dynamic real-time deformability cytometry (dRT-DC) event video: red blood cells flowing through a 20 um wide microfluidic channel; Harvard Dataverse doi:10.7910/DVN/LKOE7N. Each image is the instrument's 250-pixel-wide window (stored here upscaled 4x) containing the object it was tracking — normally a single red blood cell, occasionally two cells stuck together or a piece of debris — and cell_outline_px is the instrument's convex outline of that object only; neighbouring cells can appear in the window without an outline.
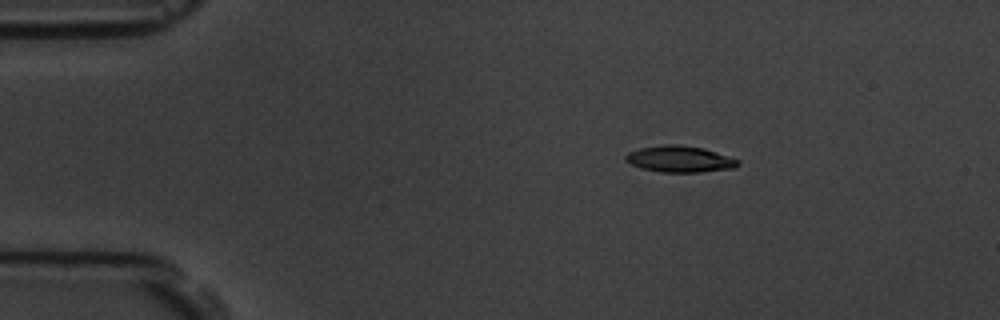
{"species": "common noctule bat (a hibernating species)", "species_latin": "Nyctalus noctula", "temperature_condition": "room temperature", "stored_images_in_passage": 5, "camera_frame_rate_fps": 3000, "um_per_image_px": 0.085, "animal": {"sex": "male", "body_mass_g": 19.5, "forearm_length_mm": 54.6}, "frame": {"image": 1, "passage_image": 3, "time_ms": 2.333, "image_size_px": [1000, 320], "cell_outline_px": [[740, 164], [736, 168], [700, 172], [660, 172], [640, 168], [624, 160], [624, 156], [628, 152], [640, 148], [664, 144], [680, 144], [704, 148], [740, 160]], "centroid_in_image_um": [57.78, 13.52], "position_along_channel_um": 27.2, "area_um2": 17.46}}
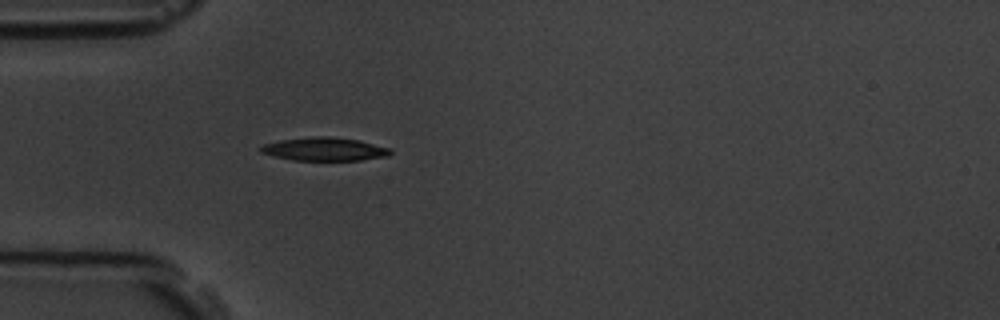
{"frame": {"image": 2, "passage_image": 5, "time_ms": 4.667, "image_size_px": [1000, 320], "cell_outline_px": [[392, 152], [388, 156], [360, 160], [292, 160], [260, 152], [260, 148], [264, 144], [280, 140], [312, 136], [328, 136], [360, 140], [392, 148]], "centroid_in_image_um": [27.63, 12.67], "position_along_channel_um": 57.4, "area_um2": 17.63}}